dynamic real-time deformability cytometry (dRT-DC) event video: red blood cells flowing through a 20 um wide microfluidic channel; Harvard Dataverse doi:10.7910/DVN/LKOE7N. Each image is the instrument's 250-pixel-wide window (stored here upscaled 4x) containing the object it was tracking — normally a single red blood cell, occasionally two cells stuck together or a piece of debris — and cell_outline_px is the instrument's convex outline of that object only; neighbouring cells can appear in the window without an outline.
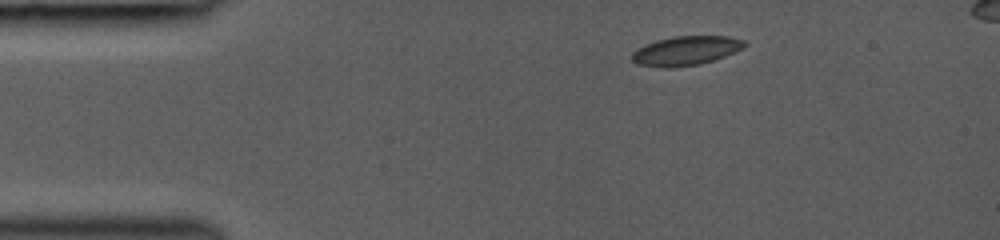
{"species": "common noctule bat (a hibernating species)", "species_latin": "Nyctalus noctula", "temperature_condition": "room temperature", "stored_images_in_passage": 6, "camera_frame_rate_fps": 3000, "um_per_image_px": 0.085, "animal": {"sex": "female", "body_mass_g": 19.0, "forearm_length_mm": 53.3}, "frame": {"image": 1, "passage_image": 1, "time_ms": 0.0, "image_size_px": [1000, 240], "cell_outline_px": [[748, 44], [744, 48], [724, 56], [700, 64], [668, 68], [664, 68], [636, 64], [632, 60], [632, 52], [636, 48], [644, 44], [656, 40], [672, 36], [728, 36], [744, 40]], "centroid_in_image_um": [58.27, 4.3], "position_along_channel_um": 26.7, "area_um2": 19.31}}
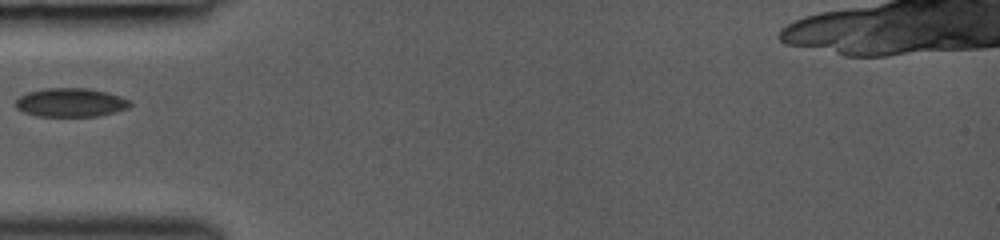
{"frame": {"image": 2, "passage_image": 5, "time_ms": 2.667, "image_size_px": [1000, 240], "cell_outline_px": [[132, 104], [128, 108], [116, 112], [96, 116], [36, 116], [24, 112], [16, 108], [12, 104], [20, 96], [28, 92], [48, 88], [88, 88], [108, 92], [120, 96], [128, 100]], "centroid_in_image_um": [5.99, 8.71], "position_along_channel_um": 79.0, "area_um2": 19.25}}